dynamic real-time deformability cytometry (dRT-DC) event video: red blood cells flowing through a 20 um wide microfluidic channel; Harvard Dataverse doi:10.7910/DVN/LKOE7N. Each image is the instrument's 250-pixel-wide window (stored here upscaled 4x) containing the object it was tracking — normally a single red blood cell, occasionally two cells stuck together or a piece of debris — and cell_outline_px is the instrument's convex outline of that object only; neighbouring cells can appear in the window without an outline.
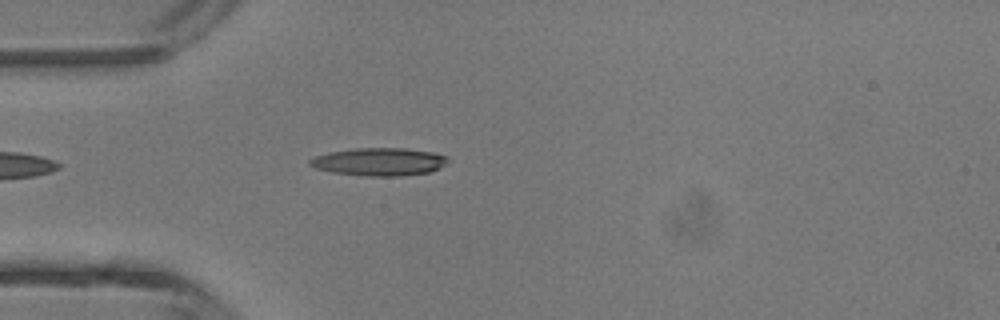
{"species": "common noctule bat (a hibernating species)", "species_latin": "Nyctalus noctula", "temperature_condition": "room temperature", "stored_images_in_passage": 2, "camera_frame_rate_fps": 3000, "um_per_image_px": 0.085, "animal": {"sex": "male", "body_mass_g": 13.3}, "frame": {"image": 1, "passage_image": 2, "time_ms": 1.333, "image_size_px": [1000, 320], "cell_outline_px": [[452, 160], [448, 164], [432, 172], [400, 176], [368, 176], [332, 172], [316, 168], [308, 164], [308, 160], [316, 156], [328, 152], [356, 148], [404, 148], [432, 152], [448, 156]], "centroid_in_image_um": [32.3, 13.75], "position_along_channel_um": 52.7, "area_um2": 22.66}}